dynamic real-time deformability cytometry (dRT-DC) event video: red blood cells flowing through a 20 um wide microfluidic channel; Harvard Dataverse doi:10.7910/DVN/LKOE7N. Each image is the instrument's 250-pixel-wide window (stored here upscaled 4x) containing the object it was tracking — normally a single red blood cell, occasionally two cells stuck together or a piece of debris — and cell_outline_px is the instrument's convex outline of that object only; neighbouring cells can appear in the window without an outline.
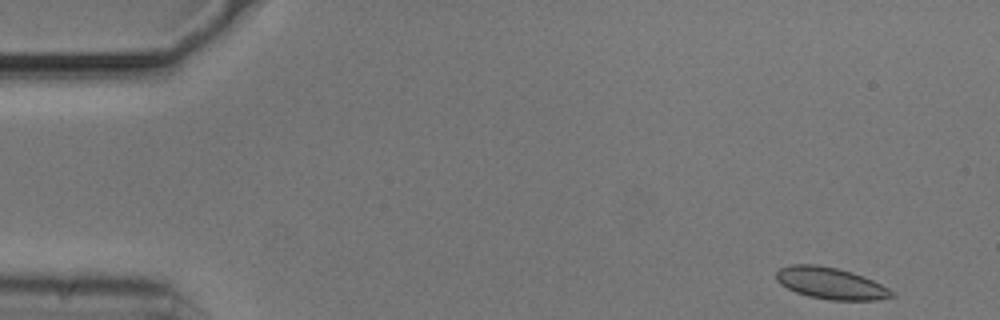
{"species": "common noctule bat (a hibernating species)", "species_latin": "Nyctalus noctula", "temperature_condition": "cold", "stored_images_in_passage": 51, "camera_frame_rate_fps": 3000, "um_per_image_px": 0.085, "animal": {"sex": "male", "body_mass_g": 20.5, "forearm_length_mm": 52.5}, "frame": {"image": 1, "passage_image": 1, "time_ms": 0.0, "image_size_px": [1000, 320], "cell_outline_px": [[896, 296], [876, 300], [828, 300], [808, 296], [796, 292], [780, 284], [776, 280], [776, 272], [780, 268], [792, 264], [816, 264], [836, 268], [852, 272], [864, 276], [896, 292]], "centroid_in_image_um": [70.62, 24.08], "position_along_channel_um": 14.4, "area_um2": 21.39}}
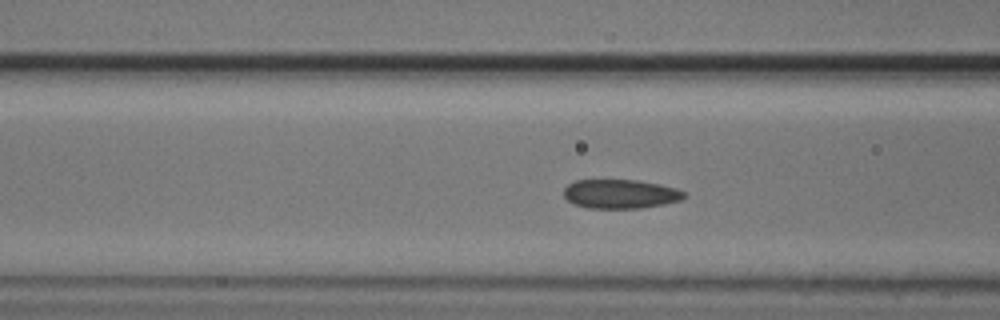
{"frame": {"image": 2, "passage_image": 18, "time_ms": 5.667, "image_size_px": [1000, 320], "cell_outline_px": [[688, 192], [680, 200], [664, 204], [640, 208], [588, 208], [576, 204], [568, 200], [564, 196], [564, 188], [568, 184], [576, 180], [640, 180], [660, 184], [676, 188]], "centroid_in_image_um": [52.76, 16.48], "position_along_channel_um": 113.8, "area_um2": 20.4}}
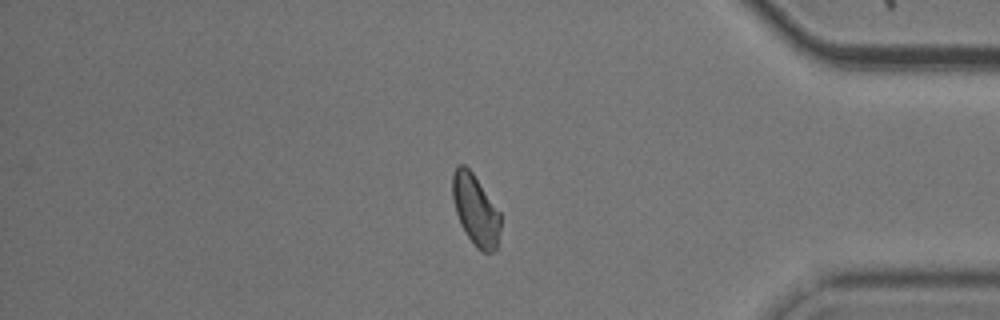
{"frame": {"image": 3, "passage_image": 43, "time_ms": 14.0, "image_size_px": [1000, 320], "cell_outline_px": [[500, 228], [496, 248], [492, 252], [480, 252], [476, 248], [464, 232], [460, 224], [456, 212], [452, 196], [452, 172], [456, 164], [464, 164], [472, 172], [500, 212]], "centroid_in_image_um": [40.39, 17.84], "position_along_channel_um": 394.8, "area_um2": 19.88}, "authors_computed_cell_mechanics": {"area_um2": 20.519, "velocity_mm_per_s": 3.6994, "shape_relaxation_time_tau1_ms": 4.4011, "shape_relaxation_time_tau2_ms": 2.3599, "deformation_change_tau1": 0.0788, "deformation_change_tau2": 0.059}}